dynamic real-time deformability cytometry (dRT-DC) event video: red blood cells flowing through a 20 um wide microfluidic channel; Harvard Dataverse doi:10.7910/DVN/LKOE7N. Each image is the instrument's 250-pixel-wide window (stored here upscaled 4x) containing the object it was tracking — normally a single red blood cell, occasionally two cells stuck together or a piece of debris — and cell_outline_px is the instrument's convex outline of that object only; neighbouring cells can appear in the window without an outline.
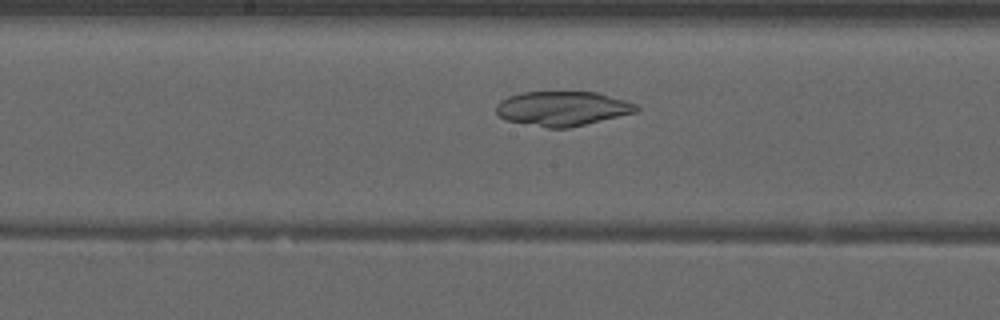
{"species": "common noctule bat (a hibernating species)", "species_latin": "Nyctalus noctula", "temperature_condition": "warm", "stored_images_in_passage": 35, "camera_frame_rate_fps": 3000, "um_per_image_px": 0.085, "animal": {"sex": "male", "forearm_length_mm": 52.5}, "frame": {"image": 1, "passage_image": 16, "time_ms": 5.0, "image_size_px": [1000, 320], "cell_outline_px": [[640, 108], [636, 112], [568, 128], [548, 128], [504, 120], [496, 112], [496, 104], [500, 100], [508, 96], [520, 92], [596, 92], [624, 100], [636, 104]], "centroid_in_image_um": [47.76, 9.22], "position_along_channel_um": 200.4, "area_um2": 28.15}}
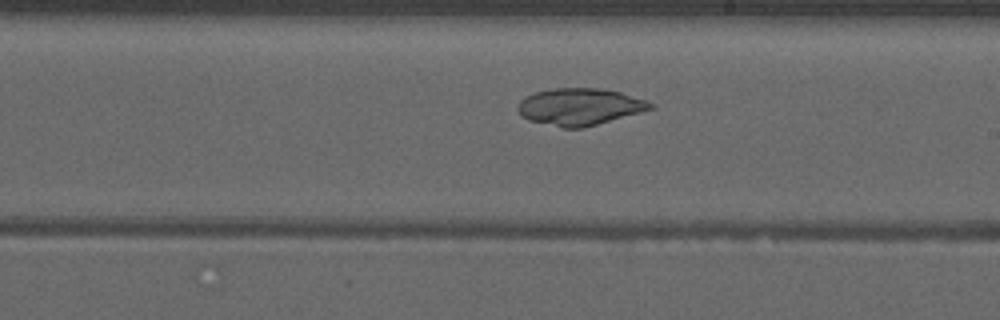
{"frame": {"image": 2, "passage_image": 19, "time_ms": 6.0, "image_size_px": [1000, 320], "cell_outline_px": [[656, 108], [584, 128], [564, 128], [528, 120], [520, 116], [516, 108], [520, 100], [524, 96], [536, 92], [552, 88], [600, 88], [620, 92], [648, 100]], "centroid_in_image_um": [49.27, 9.07], "position_along_channel_um": 239.7, "area_um2": 28.84}}
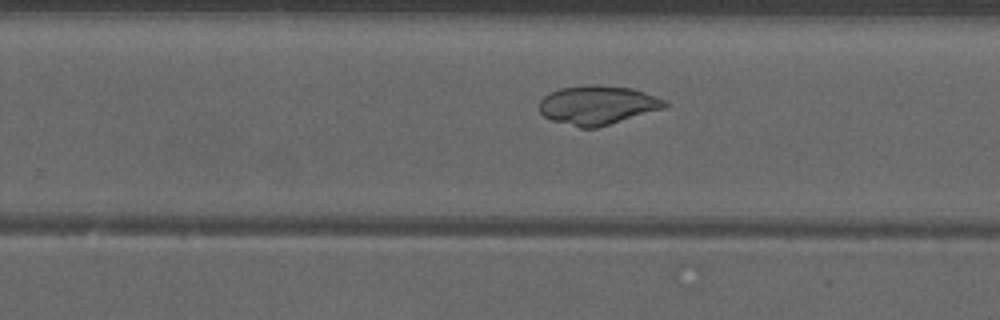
{"frame": {"image": 3, "passage_image": 22, "time_ms": 7.0, "image_size_px": [1000, 320], "cell_outline_px": [[668, 104], [664, 108], [596, 128], [580, 128], [552, 120], [544, 116], [540, 112], [540, 100], [544, 96], [560, 88], [584, 84], [596, 84], [632, 88], [644, 92], [664, 100]], "centroid_in_image_um": [50.77, 8.92], "position_along_channel_um": 279.0, "area_um2": 28.38}, "authors_computed_cell_mechanics": {"area_um2": 29.3624, "velocity_mm_per_s": 3.9454, "shape_relaxation_time_tau1_ms": null, "shape_relaxation_time_tau2_ms": 2.6968, "deformation_change_tau1": null, "deformation_change_tau2": 0.0378}}